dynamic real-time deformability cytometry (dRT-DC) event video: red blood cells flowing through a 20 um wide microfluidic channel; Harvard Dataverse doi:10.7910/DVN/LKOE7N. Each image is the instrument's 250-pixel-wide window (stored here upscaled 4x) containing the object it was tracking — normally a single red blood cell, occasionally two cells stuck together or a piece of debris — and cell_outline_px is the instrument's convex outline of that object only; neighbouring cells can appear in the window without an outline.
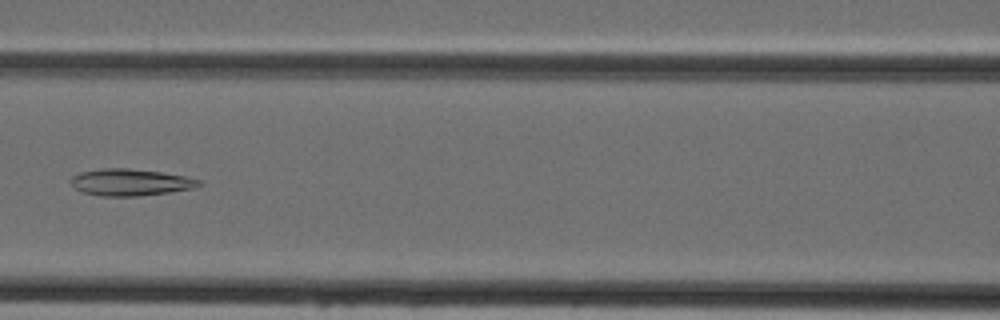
{"species": "Egyptian fruit bat (a non-hibernating species)", "species_latin": "Rousettus aegyptiacus", "temperature_condition": "cold", "stored_images_in_passage": 34, "camera_frame_rate_fps": 3000, "um_per_image_px": 0.085, "animal": {"sex": "female"}, "frame": {"image": 1, "passage_image": 13, "time_ms": 4.0, "image_size_px": [1000, 320], "cell_outline_px": [[204, 184], [196, 188], [168, 192], [136, 196], [100, 196], [80, 192], [68, 180], [72, 176], [80, 172], [100, 168], [128, 168], [160, 172], [184, 176], [200, 180]], "centroid_in_image_um": [11.06, 15.49], "position_along_channel_um": 155.5, "area_um2": 20.11}}
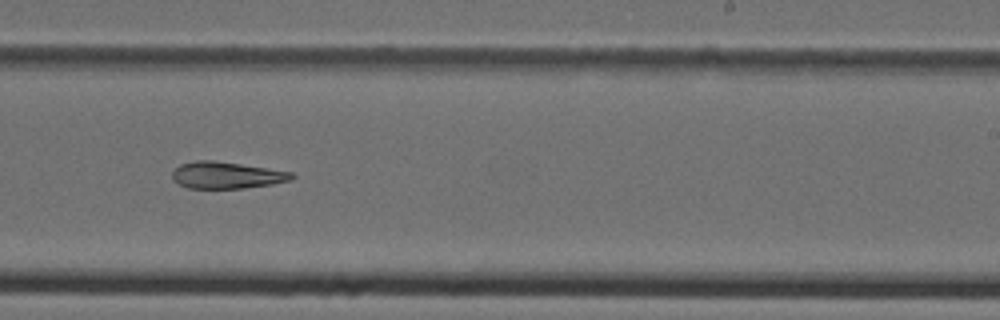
{"frame": {"image": 2, "passage_image": 21, "time_ms": 6.667, "image_size_px": [1000, 320], "cell_outline_px": [[296, 176], [292, 180], [272, 184], [244, 188], [188, 188], [172, 180], [172, 172], [180, 164], [196, 160], [212, 160], [240, 164], [292, 172]], "centroid_in_image_um": [19.25, 14.89], "position_along_channel_um": 269.7, "area_um2": 18.55}}
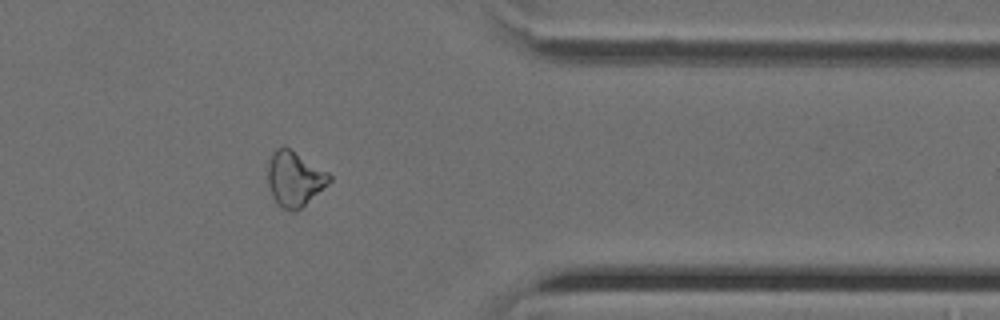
{"frame": {"image": 3, "passage_image": 30, "time_ms": 9.667, "image_size_px": [1000, 320], "cell_outline_px": [[332, 180], [328, 184], [296, 212], [292, 212], [284, 208], [272, 196], [268, 184], [268, 164], [272, 152], [276, 148], [284, 144], [328, 172], [332, 176]], "centroid_in_image_um": [25.04, 15.16], "position_along_channel_um": 386.4, "area_um2": 19.71}}